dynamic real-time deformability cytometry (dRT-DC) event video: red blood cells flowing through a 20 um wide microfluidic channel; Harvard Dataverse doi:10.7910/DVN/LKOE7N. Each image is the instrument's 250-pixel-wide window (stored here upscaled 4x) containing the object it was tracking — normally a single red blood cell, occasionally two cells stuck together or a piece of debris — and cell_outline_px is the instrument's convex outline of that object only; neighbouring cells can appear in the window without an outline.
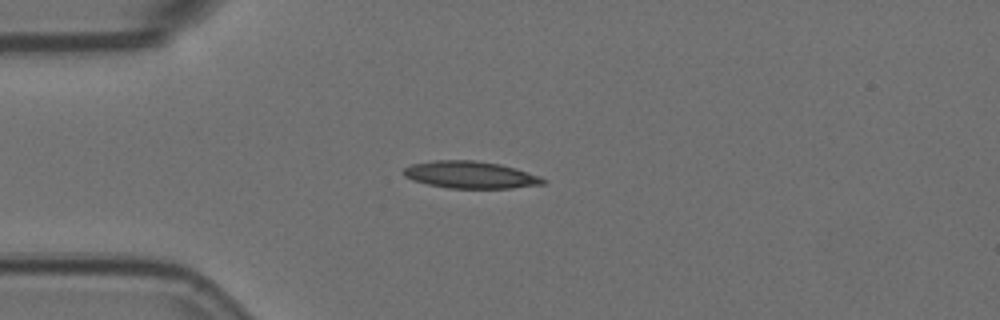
{"species": "Egyptian fruit bat (a non-hibernating species)", "species_latin": "Rousettus aegyptiacus", "temperature_condition": "room temperature", "stored_images_in_passage": 5, "camera_frame_rate_fps": 3000, "um_per_image_px": 0.085, "animal": {"sex": "female"}, "frame": {"image": 1, "passage_image": 4, "time_ms": 1.0, "image_size_px": [1000, 320], "cell_outline_px": [[548, 180], [544, 184], [512, 188], [448, 188], [428, 184], [412, 180], [404, 176], [404, 168], [412, 164], [432, 160], [472, 160], [500, 164], [516, 168], [540, 176]], "centroid_in_image_um": [40.01, 14.86], "position_along_channel_um": 45.0, "area_um2": 22.08}}
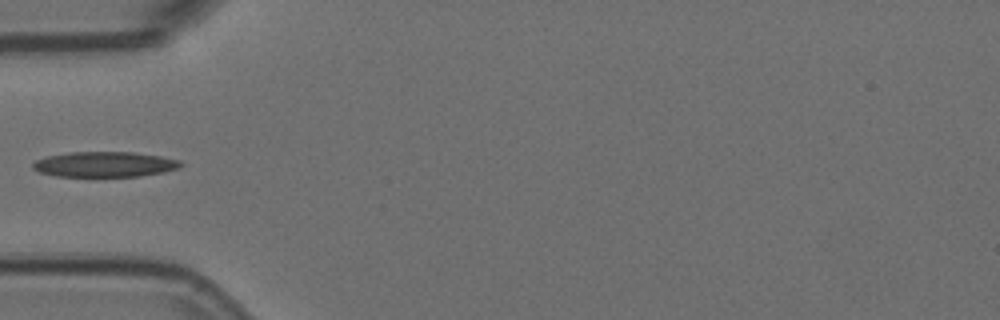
{"frame": {"image": 2, "passage_image": 5, "time_ms": 1.333, "image_size_px": [1000, 320], "cell_outline_px": [[184, 164], [176, 168], [164, 172], [140, 176], [56, 176], [40, 172], [32, 168], [32, 164], [36, 160], [48, 156], [68, 152], [132, 152], [160, 156], [180, 160]], "centroid_in_image_um": [8.89, 13.96], "position_along_channel_um": 76.1, "area_um2": 21.68}}